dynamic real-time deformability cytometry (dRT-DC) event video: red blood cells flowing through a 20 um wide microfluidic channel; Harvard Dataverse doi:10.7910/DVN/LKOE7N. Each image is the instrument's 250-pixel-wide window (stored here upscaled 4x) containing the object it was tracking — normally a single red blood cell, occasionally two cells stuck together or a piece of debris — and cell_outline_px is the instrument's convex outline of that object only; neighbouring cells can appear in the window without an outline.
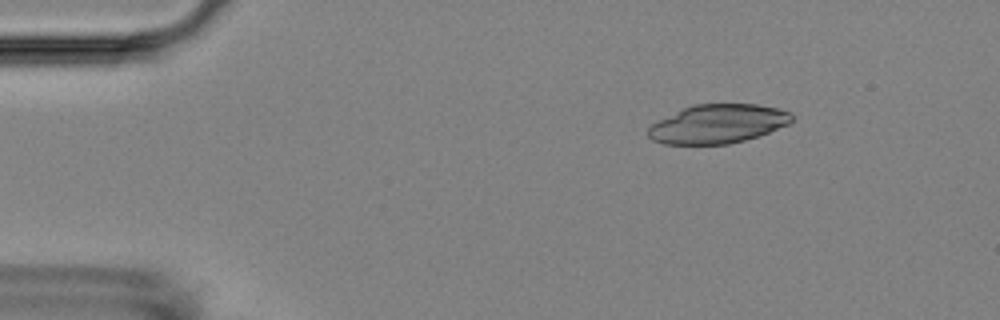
{"species": "Egyptian fruit bat (a non-hibernating species)", "species_latin": "Rousettus aegyptiacus", "temperature_condition": "room temperature", "stored_images_in_passage": 6, "camera_frame_rate_fps": 3000, "um_per_image_px": 0.085, "animal": {"sex": "female"}, "frame": {"image": 1, "passage_image": 3, "time_ms": 2.0, "image_size_px": [1000, 320], "cell_outline_px": [[792, 120], [788, 124], [768, 132], [744, 140], [728, 144], [664, 144], [652, 140], [648, 136], [648, 128], [652, 124], [684, 108], [696, 104], [756, 104], [776, 108], [792, 112]], "centroid_in_image_um": [61.02, 10.53], "position_along_channel_um": 24.0, "area_um2": 32.14}}